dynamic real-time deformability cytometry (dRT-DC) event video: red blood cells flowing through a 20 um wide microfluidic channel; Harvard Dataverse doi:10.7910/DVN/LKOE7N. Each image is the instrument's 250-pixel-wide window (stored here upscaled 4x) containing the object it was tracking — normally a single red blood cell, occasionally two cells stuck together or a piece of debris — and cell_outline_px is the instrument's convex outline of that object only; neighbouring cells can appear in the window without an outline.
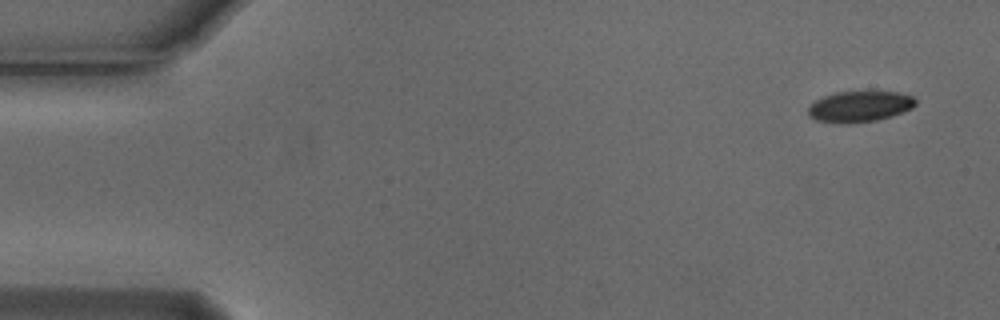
{"species": "Egyptian fruit bat (a non-hibernating species)", "species_latin": "Rousettus aegyptiacus", "temperature_condition": "cold", "stored_images_in_passage": 6, "camera_frame_rate_fps": 3000, "um_per_image_px": 0.085, "animal": {"sex": "male"}, "frame": {"image": 1, "passage_image": 1, "time_ms": 0.0, "image_size_px": [1000, 320], "cell_outline_px": [[916, 104], [912, 108], [876, 120], [848, 124], [836, 124], [816, 120], [808, 116], [808, 108], [816, 100], [824, 96], [836, 92], [896, 92], [912, 96], [916, 100]], "centroid_in_image_um": [73.02, 9.07], "position_along_channel_um": 12.0, "area_um2": 19.19}}
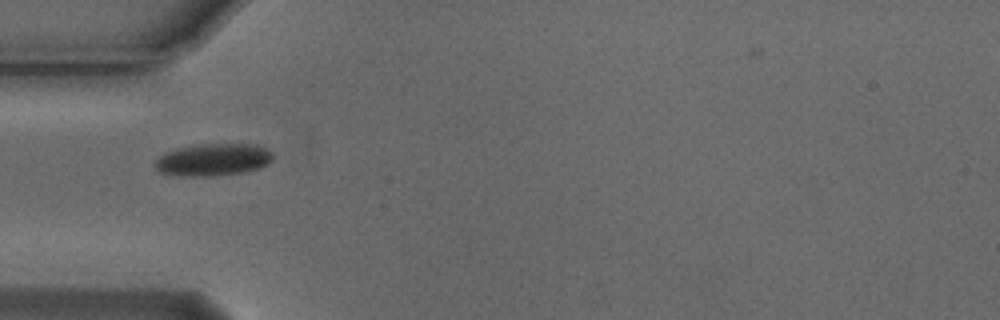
{"frame": {"image": 2, "passage_image": 5, "time_ms": 1.333, "image_size_px": [1000, 320], "cell_outline_px": [[272, 160], [268, 164], [260, 168], [240, 172], [212, 176], [180, 176], [160, 172], [156, 168], [156, 160], [164, 152], [176, 148], [200, 144], [256, 144], [268, 148], [272, 152]], "centroid_in_image_um": [18.14, 13.56], "position_along_channel_um": 66.9, "area_um2": 22.2}}
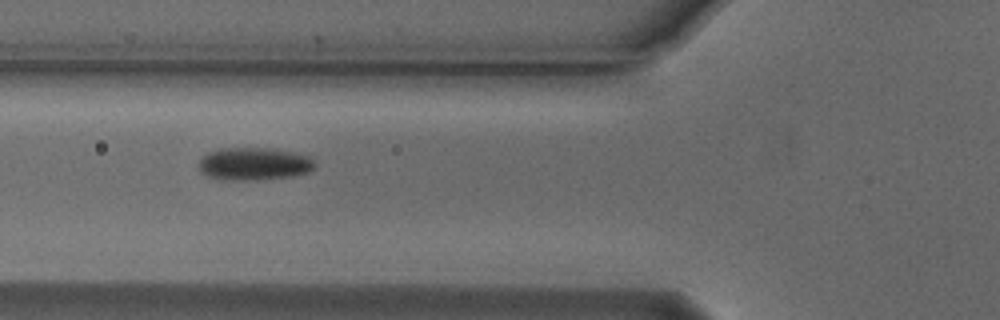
{"frame": {"image": 3, "passage_image": 6, "time_ms": 1.667, "image_size_px": [1000, 320], "cell_outline_px": [[316, 164], [308, 172], [292, 176], [256, 180], [224, 180], [208, 176], [200, 172], [200, 160], [208, 152], [220, 148], [272, 148], [292, 152], [308, 156]], "centroid_in_image_um": [21.58, 13.93], "position_along_channel_um": 104.2, "area_um2": 22.02}}